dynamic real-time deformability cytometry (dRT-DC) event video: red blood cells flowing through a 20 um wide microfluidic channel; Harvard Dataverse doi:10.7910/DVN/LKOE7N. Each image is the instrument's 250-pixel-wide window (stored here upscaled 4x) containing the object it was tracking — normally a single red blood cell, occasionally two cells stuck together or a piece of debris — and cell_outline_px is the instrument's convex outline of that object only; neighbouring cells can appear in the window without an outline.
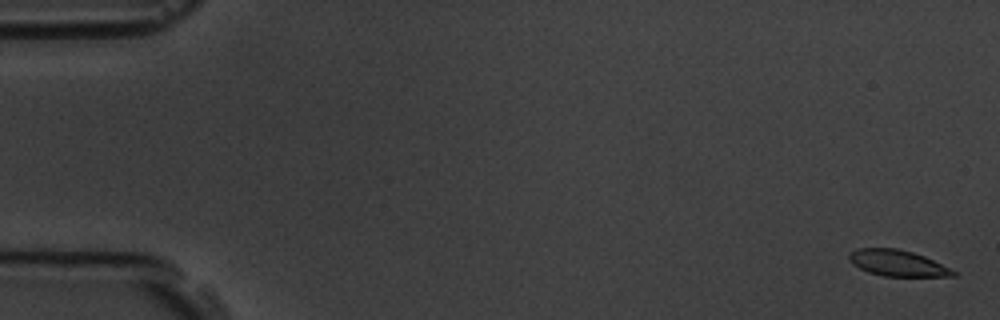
{"species": "common noctule bat (a hibernating species)", "species_latin": "Nyctalus noctula", "temperature_condition": "room temperature", "stored_images_in_passage": 7, "camera_frame_rate_fps": 3000, "um_per_image_px": 0.085, "animal": {"sex": "male", "body_mass_g": 19.5, "forearm_length_mm": 54.6}, "frame": {"image": 1, "passage_image": 1, "time_ms": 0.0, "image_size_px": [1000, 320], "cell_outline_px": [[956, 276], [884, 276], [868, 272], [852, 264], [848, 260], [848, 256], [856, 248], [896, 248], [912, 252], [924, 256], [956, 272]], "centroid_in_image_um": [76.23, 22.36], "position_along_channel_um": 8.8, "area_um2": 15.61}}
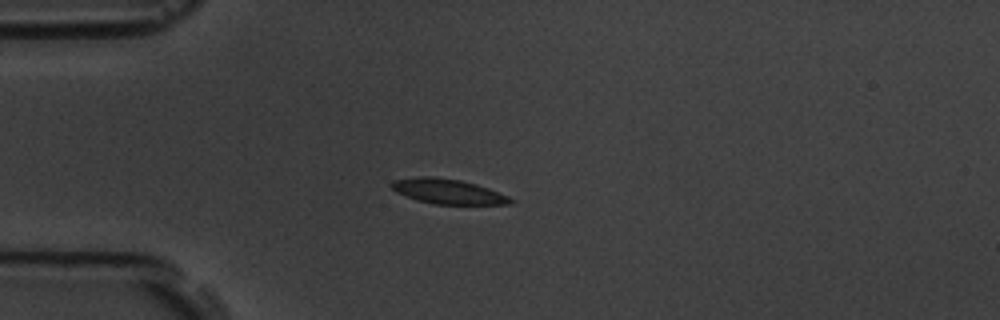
{"frame": {"image": 2, "passage_image": 5, "time_ms": 4.667, "image_size_px": [1000, 320], "cell_outline_px": [[516, 200], [512, 204], [436, 204], [416, 200], [396, 192], [388, 184], [392, 180], [420, 176], [436, 176], [460, 180], [476, 184], [488, 188], [508, 196]], "centroid_in_image_um": [38.05, 16.26], "position_along_channel_um": 47.0, "area_um2": 17.4}}
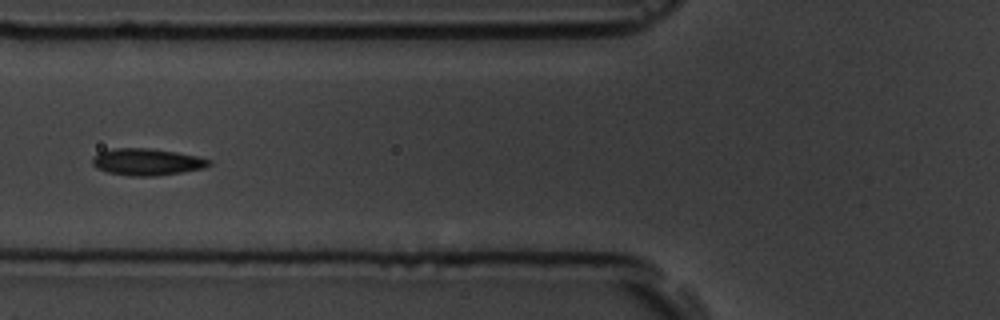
{"frame": {"image": 3, "passage_image": 7, "time_ms": 7.0, "image_size_px": [1000, 320], "cell_outline_px": [[212, 164], [204, 168], [180, 172], [152, 176], [128, 176], [108, 172], [96, 168], [92, 164], [92, 156], [100, 152], [112, 148], [148, 148], [176, 152], [196, 156], [212, 160]], "centroid_in_image_um": [12.46, 13.76], "position_along_channel_um": 113.3, "area_um2": 18.21}}